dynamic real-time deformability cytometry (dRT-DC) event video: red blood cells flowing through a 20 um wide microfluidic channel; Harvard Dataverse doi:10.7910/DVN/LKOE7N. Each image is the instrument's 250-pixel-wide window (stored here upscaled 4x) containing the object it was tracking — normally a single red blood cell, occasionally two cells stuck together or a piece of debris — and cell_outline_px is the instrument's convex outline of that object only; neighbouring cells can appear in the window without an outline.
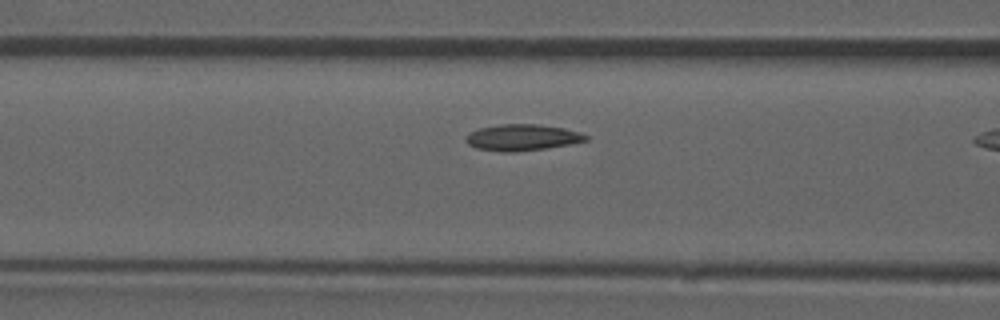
{"species": "common noctule bat (a hibernating species)", "species_latin": "Nyctalus noctula", "temperature_condition": "room temperature", "stored_images_in_passage": 6, "camera_frame_rate_fps": 3000, "um_per_image_px": 0.085, "animal": {"sex": "male", "forearm_length_mm": 52.5}, "frame": {"image": 1, "passage_image": 5, "time_ms": 1.333, "image_size_px": [1000, 320], "cell_outline_px": [[588, 140], [568, 144], [544, 148], [516, 152], [504, 152], [476, 148], [468, 144], [464, 140], [472, 132], [480, 128], [500, 124], [536, 124], [564, 128], [580, 132], [588, 136]], "centroid_in_image_um": [44.39, 11.68], "position_along_channel_um": 122.2, "area_um2": 18.15}}